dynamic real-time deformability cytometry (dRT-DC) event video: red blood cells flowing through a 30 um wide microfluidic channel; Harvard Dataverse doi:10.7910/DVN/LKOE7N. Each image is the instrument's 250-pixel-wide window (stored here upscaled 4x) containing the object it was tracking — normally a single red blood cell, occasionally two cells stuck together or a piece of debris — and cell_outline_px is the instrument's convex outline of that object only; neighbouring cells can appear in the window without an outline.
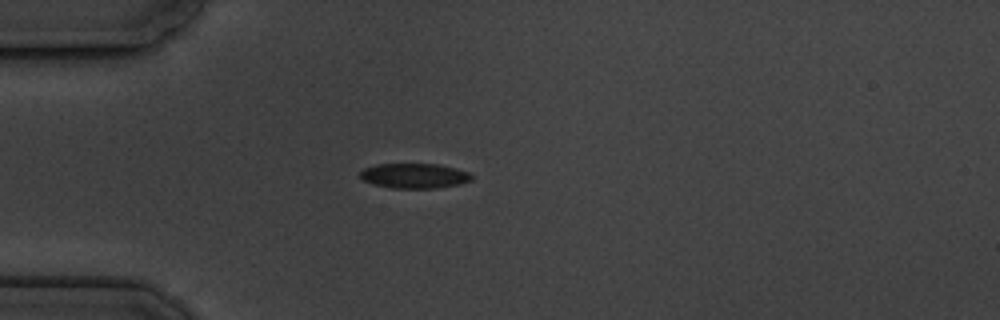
{"species": "common noctule bat (a hibernating species)", "species_latin": "Nyctalus noctula", "temperature_condition": "cold", "stored_images_in_passage": 4, "camera_frame_rate_fps": 3000, "um_per_image_px": 0.085, "animal": {"sex": "male", "body_mass_g": 19.5, "forearm_length_mm": 54.6}, "frame": {"image": 1, "passage_image": 4, "time_ms": 3.333, "image_size_px": [1000, 320], "cell_outline_px": [[472, 180], [460, 184], [436, 188], [392, 188], [372, 184], [364, 180], [360, 176], [360, 172], [364, 168], [376, 164], [440, 164], [456, 168], [468, 172], [472, 176]], "centroid_in_image_um": [35.22, 14.94], "position_along_channel_um": 49.8, "area_um2": 16.24}}